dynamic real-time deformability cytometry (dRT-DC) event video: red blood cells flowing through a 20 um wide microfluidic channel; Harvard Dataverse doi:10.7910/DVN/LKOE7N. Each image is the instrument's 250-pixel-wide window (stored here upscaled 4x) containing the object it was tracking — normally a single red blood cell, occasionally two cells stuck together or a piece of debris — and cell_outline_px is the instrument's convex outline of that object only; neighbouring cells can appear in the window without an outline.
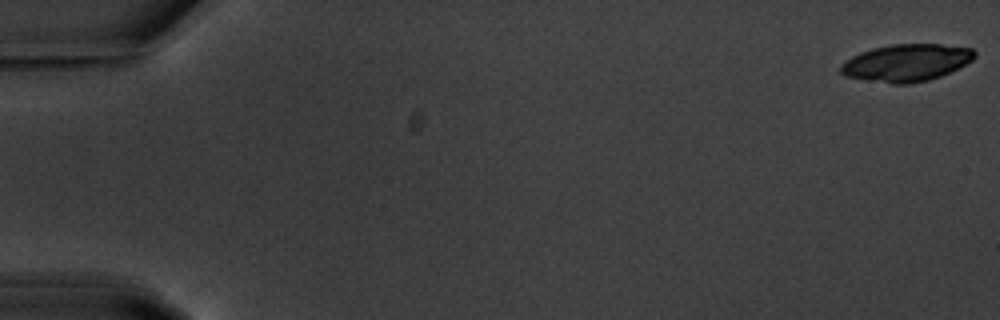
{"species": "common noctule bat (a hibernating species)", "species_latin": "Nyctalus noctula", "temperature_condition": "warm", "stored_images_in_passage": 56, "camera_frame_rate_fps": 3000, "um_per_image_px": 0.085, "animal": {"sex": "male", "body_mass_g": 20.1, "forearm_length_mm": 53.5}, "frame": {"image": 1, "passage_image": 1, "time_ms": 0.0, "image_size_px": [1000, 320], "cell_outline_px": [[976, 56], [972, 60], [940, 76], [928, 80], [908, 84], [892, 84], [868, 80], [848, 76], [840, 72], [840, 64], [844, 60], [860, 52], [872, 48], [892, 44], [940, 44], [972, 48], [976, 52]], "centroid_in_image_um": [77.02, 5.32], "position_along_channel_um": 8.0, "area_um2": 28.9}}